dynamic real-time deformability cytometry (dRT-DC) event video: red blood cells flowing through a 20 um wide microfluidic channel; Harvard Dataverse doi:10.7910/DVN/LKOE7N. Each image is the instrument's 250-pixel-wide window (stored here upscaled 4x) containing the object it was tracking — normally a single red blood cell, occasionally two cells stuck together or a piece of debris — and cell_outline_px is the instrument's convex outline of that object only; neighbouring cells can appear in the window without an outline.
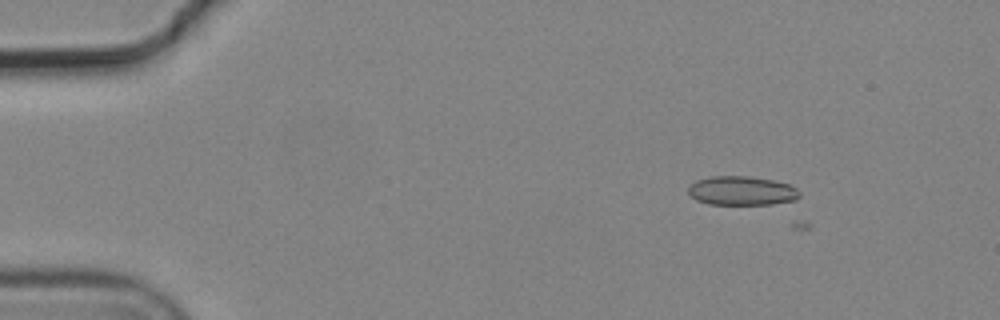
{"species": "common noctule bat (a hibernating species)", "species_latin": "Nyctalus noctula", "temperature_condition": "cold", "stored_images_in_passage": 5, "camera_frame_rate_fps": 3000, "um_per_image_px": 0.085, "animal": {"sex": "male", "body_mass_g": 19.2, "forearm_length_mm": 51.8}, "frame": {"image": 1, "passage_image": 2, "time_ms": 0.333, "image_size_px": [1000, 320], "cell_outline_px": [[800, 196], [796, 200], [772, 204], [708, 204], [696, 200], [688, 192], [688, 184], [696, 180], [712, 176], [748, 176], [772, 180], [788, 184], [796, 188], [800, 192]], "centroid_in_image_um": [63.03, 16.21], "position_along_channel_um": 22.0, "area_um2": 18.9}}